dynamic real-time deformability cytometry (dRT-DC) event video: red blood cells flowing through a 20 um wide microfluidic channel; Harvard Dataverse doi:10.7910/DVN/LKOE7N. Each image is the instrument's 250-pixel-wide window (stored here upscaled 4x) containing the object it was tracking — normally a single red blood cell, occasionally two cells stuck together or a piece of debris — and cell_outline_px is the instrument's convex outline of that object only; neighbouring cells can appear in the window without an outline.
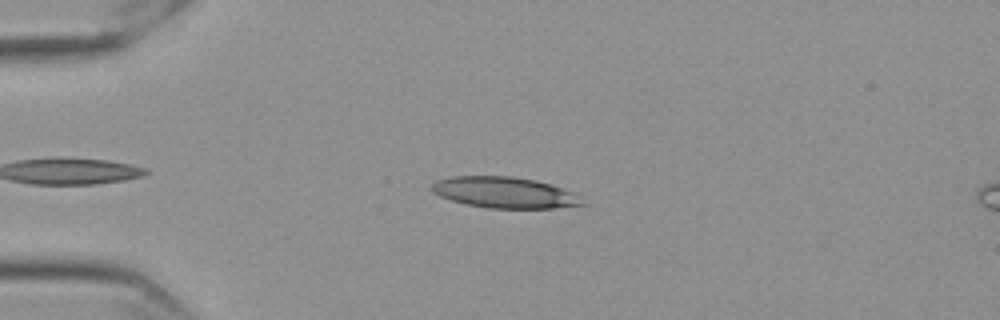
{"species": "Egyptian fruit bat (a non-hibernating species)", "species_latin": "Rousettus aegyptiacus", "temperature_condition": "cold", "stored_images_in_passage": 47, "camera_frame_rate_fps": 3000, "um_per_image_px": 0.085, "frame": {"image": 1, "passage_image": 9, "time_ms": 2.667, "image_size_px": [1000, 320], "cell_outline_px": [[588, 204], [552, 208], [488, 208], [468, 204], [452, 200], [440, 196], [432, 192], [432, 184], [436, 180], [448, 176], [512, 176], [536, 180], [572, 192]], "centroid_in_image_um": [42.86, 16.36], "position_along_channel_um": 42.1, "area_um2": 27.05}}
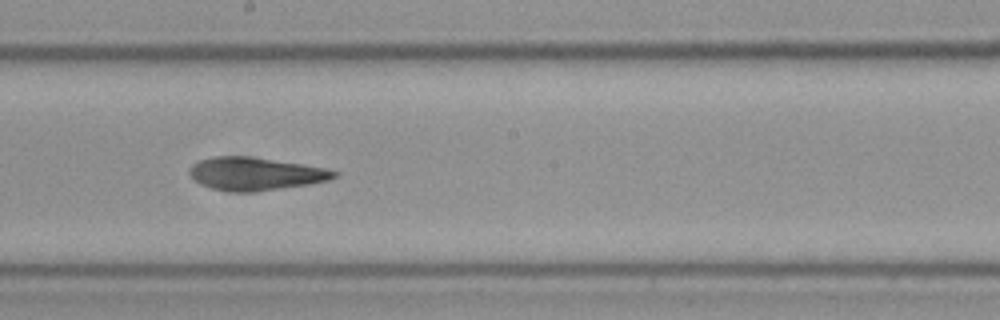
{"frame": {"image": 2, "passage_image": 27, "time_ms": 8.667, "image_size_px": [1000, 320], "cell_outline_px": [[340, 172], [336, 176], [328, 180], [308, 184], [252, 192], [232, 192], [212, 188], [200, 184], [188, 172], [188, 168], [192, 164], [200, 160], [212, 156], [248, 156], [300, 164], [324, 168]], "centroid_in_image_um": [21.66, 14.77], "position_along_channel_um": 226.5, "area_um2": 27.46}}
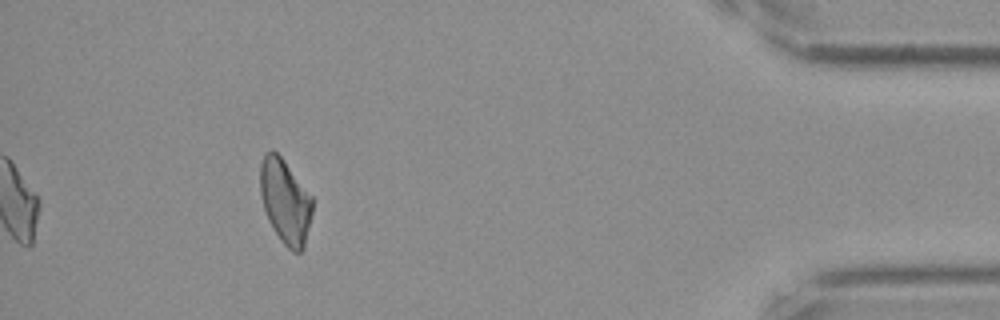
{"frame": {"image": 3, "passage_image": 47, "time_ms": 15.333, "image_size_px": [1000, 320], "cell_outline_px": [[312, 212], [304, 248], [300, 252], [292, 252], [280, 240], [272, 228], [268, 220], [264, 208], [260, 192], [260, 164], [264, 156], [272, 148], [284, 160], [312, 196]], "centroid_in_image_um": [24.24, 17.13], "position_along_channel_um": 411.0, "area_um2": 25.61}, "authors_computed_cell_mechanics": {"area_um2": 27.455, "velocity_mm_per_s": 3.5622, "shape_relaxation_time_tau1_ms": 9.6065, "shape_relaxation_time_tau2_ms": 6.6479, "deformation_change_tau1": 0.2002, "deformation_change_tau2": 0.1777}}